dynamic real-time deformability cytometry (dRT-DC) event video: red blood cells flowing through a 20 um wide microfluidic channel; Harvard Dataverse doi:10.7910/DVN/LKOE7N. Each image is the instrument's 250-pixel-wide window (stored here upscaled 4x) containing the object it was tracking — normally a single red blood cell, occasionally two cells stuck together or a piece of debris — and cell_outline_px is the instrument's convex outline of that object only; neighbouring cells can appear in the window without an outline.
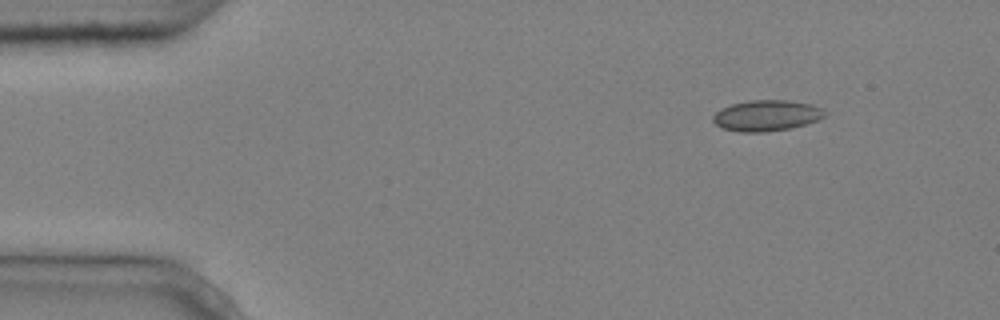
{"species": "common noctule bat (a hibernating species)", "species_latin": "Nyctalus noctula", "temperature_condition": "cold", "stored_images_in_passage": 5, "camera_frame_rate_fps": 3000, "um_per_image_px": 0.085, "animal": {"sex": "male", "body_mass_g": 20.4}, "frame": {"image": 1, "passage_image": 2, "time_ms": 0.333, "image_size_px": [1000, 320], "cell_outline_px": [[828, 112], [820, 120], [788, 128], [764, 132], [740, 132], [720, 128], [712, 120], [712, 116], [720, 108], [732, 104], [748, 100], [788, 100], [812, 104]], "centroid_in_image_um": [65.14, 9.81], "position_along_channel_um": 19.9, "area_um2": 20.23}}
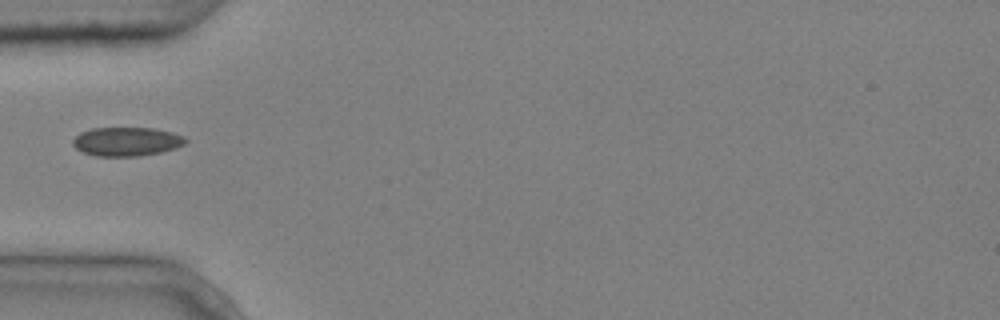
{"frame": {"image": 2, "passage_image": 5, "time_ms": 1.333, "image_size_px": [1000, 320], "cell_outline_px": [[188, 140], [184, 144], [176, 148], [160, 152], [140, 156], [96, 156], [80, 152], [72, 144], [72, 140], [80, 132], [92, 128], [156, 128], [172, 132], [184, 136]], "centroid_in_image_um": [10.75, 12.03], "position_along_channel_um": 74.2, "area_um2": 19.13}}